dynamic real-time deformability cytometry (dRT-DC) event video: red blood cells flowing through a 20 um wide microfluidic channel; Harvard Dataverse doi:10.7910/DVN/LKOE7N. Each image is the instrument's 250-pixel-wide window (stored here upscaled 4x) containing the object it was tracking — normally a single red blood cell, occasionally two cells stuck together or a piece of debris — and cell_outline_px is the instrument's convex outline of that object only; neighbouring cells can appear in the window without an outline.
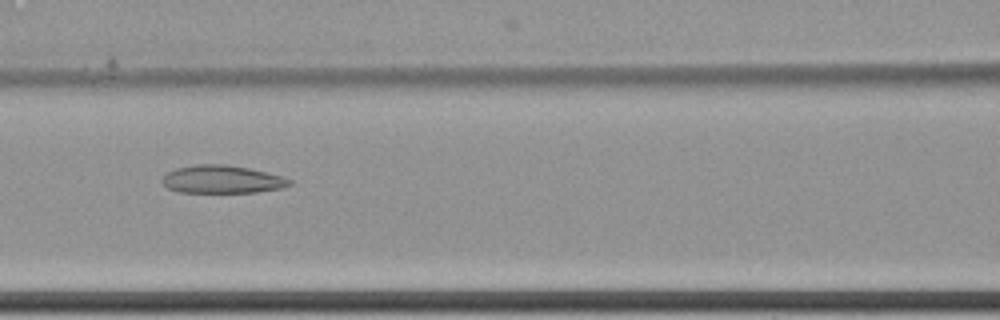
{"species": "common noctule bat (a hibernating species)", "species_latin": "Nyctalus noctula", "temperature_condition": "cold", "stored_images_in_passage": 11, "camera_frame_rate_fps": 3000, "um_per_image_px": 0.085, "animal": {"sex": "female", "body_mass_g": 22.7, "forearm_length_mm": 54.2}, "frame": {"image": 1, "passage_image": 8, "time_ms": 2.333, "image_size_px": [1000, 320], "cell_outline_px": [[292, 184], [284, 188], [256, 192], [180, 192], [168, 188], [160, 180], [168, 172], [176, 168], [196, 164], [228, 164], [248, 168], [280, 176], [292, 180]], "centroid_in_image_um": [18.88, 15.24], "position_along_channel_um": 147.7, "area_um2": 20.63}}
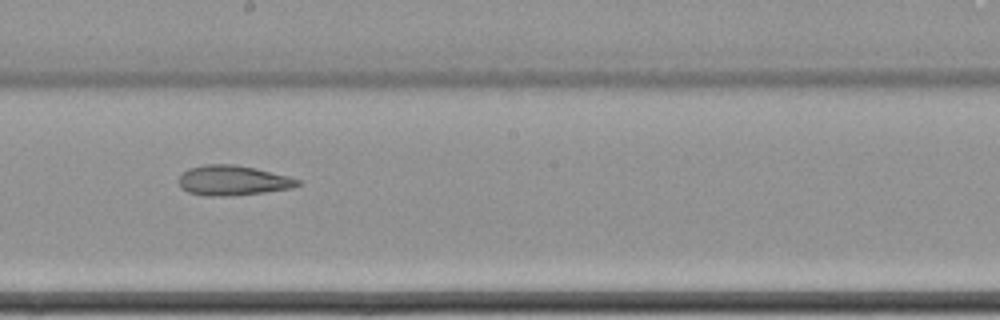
{"frame": {"image": 2, "passage_image": 10, "time_ms": 3.0, "image_size_px": [1000, 320], "cell_outline_px": [[304, 184], [292, 188], [264, 192], [232, 196], [204, 196], [188, 192], [180, 188], [180, 176], [188, 168], [204, 164], [236, 164], [256, 168], [288, 176], [300, 180]], "centroid_in_image_um": [19.81, 15.34], "position_along_channel_um": 228.4, "area_um2": 20.98}}
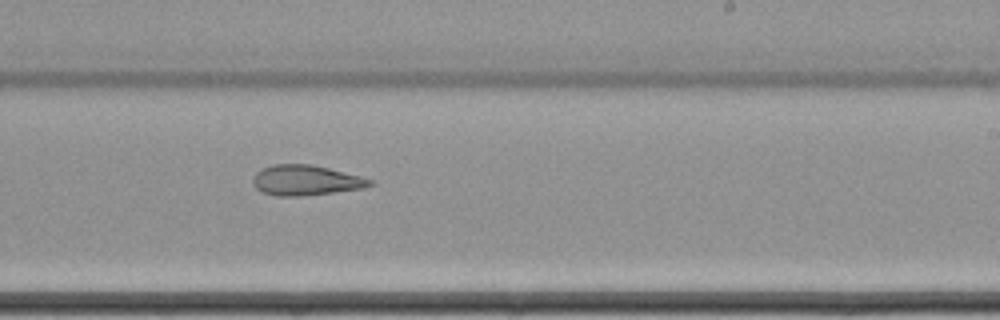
{"frame": {"image": 3, "passage_image": 11, "time_ms": 3.333, "image_size_px": [1000, 320], "cell_outline_px": [[376, 184], [364, 188], [304, 196], [276, 196], [260, 192], [252, 184], [252, 180], [256, 172], [272, 164], [312, 164], [376, 180]], "centroid_in_image_um": [26.01, 15.33], "position_along_channel_um": 263.0, "area_um2": 20.87}}